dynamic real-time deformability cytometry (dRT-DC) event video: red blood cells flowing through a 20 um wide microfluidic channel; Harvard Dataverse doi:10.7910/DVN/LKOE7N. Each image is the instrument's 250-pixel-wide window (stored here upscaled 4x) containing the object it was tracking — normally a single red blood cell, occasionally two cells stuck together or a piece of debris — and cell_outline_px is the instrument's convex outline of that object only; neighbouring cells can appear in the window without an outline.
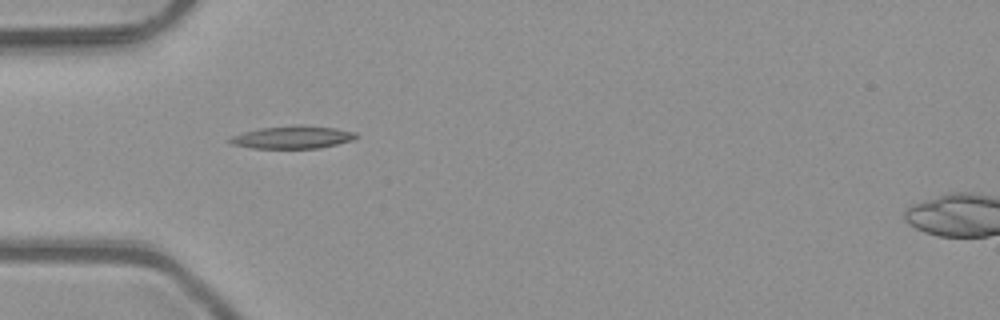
{"species": "common noctule bat (a hibernating species)", "species_latin": "Nyctalus noctula", "temperature_condition": "room temperature", "stored_images_in_passage": 5, "camera_frame_rate_fps": 3000, "um_per_image_px": 0.085, "animal": {"sex": "male", "body_mass_g": 23.1, "forearm_length_mm": 52.7}, "frame": {"image": 1, "passage_image": 4, "time_ms": 1.0, "image_size_px": [1000, 320], "cell_outline_px": [[360, 136], [356, 140], [320, 148], [248, 148], [232, 144], [228, 140], [232, 136], [244, 132], [260, 128], [300, 124], [336, 128], [356, 132]], "centroid_in_image_um": [24.94, 11.66], "position_along_channel_um": 60.1, "area_um2": 16.94}}
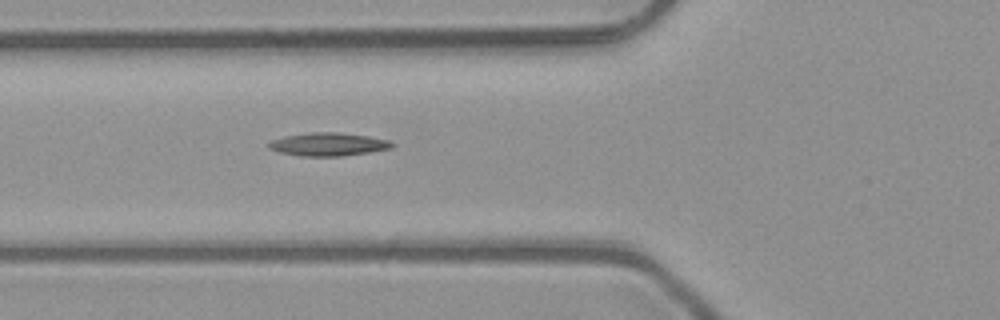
{"frame": {"image": 2, "passage_image": 5, "time_ms": 1.333, "image_size_px": [1000, 320], "cell_outline_px": [[396, 144], [392, 148], [368, 152], [340, 156], [300, 156], [280, 152], [268, 148], [268, 144], [272, 140], [284, 136], [308, 132], [340, 132], [368, 136], [388, 140]], "centroid_in_image_um": [27.9, 12.26], "position_along_channel_um": 97.9, "area_um2": 16.65}}